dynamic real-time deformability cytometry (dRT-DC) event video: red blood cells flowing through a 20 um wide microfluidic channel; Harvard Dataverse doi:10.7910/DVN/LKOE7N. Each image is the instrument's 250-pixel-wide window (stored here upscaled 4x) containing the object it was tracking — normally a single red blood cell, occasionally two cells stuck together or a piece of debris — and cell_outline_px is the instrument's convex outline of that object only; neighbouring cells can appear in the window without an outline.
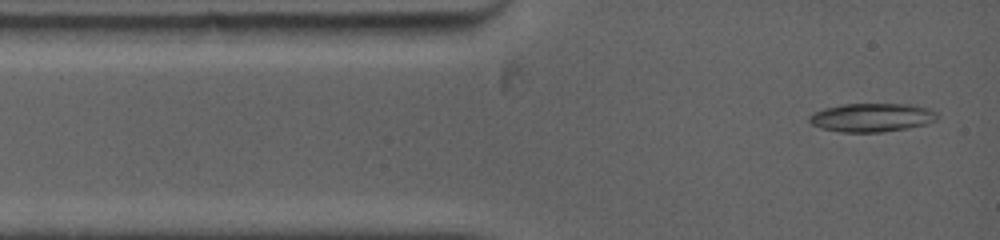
{"species": "common noctule bat (a hibernating species)", "species_latin": "Nyctalus noctula", "temperature_condition": "warm", "stored_images_in_passage": 53, "camera_frame_rate_fps": 5000, "um_per_image_px": 0.085, "animal": {"sex": "female", "body_mass_g": 19.0, "forearm_length_mm": 53.3}, "frame": {"image": 1, "passage_image": 1, "time_ms": 0.0, "image_size_px": [1000, 240], "cell_outline_px": [[940, 116], [936, 120], [928, 124], [908, 128], [880, 132], [840, 132], [820, 128], [812, 124], [808, 120], [808, 116], [824, 108], [840, 104], [912, 104], [928, 108], [936, 112]], "centroid_in_image_um": [74.13, 9.98], "position_along_channel_um": 10.9, "area_um2": 21.5}}
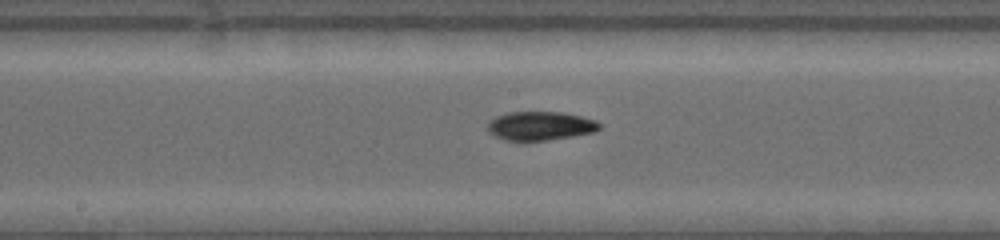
{"frame": {"image": 2, "passage_image": 24, "time_ms": 5.8, "image_size_px": [1000, 240], "cell_outline_px": [[600, 128], [596, 132], [524, 144], [504, 140], [488, 132], [488, 124], [496, 116], [508, 112], [560, 112], [580, 116], [596, 120], [600, 124]], "centroid_in_image_um": [45.9, 10.74], "position_along_channel_um": 202.3, "area_um2": 19.25}}
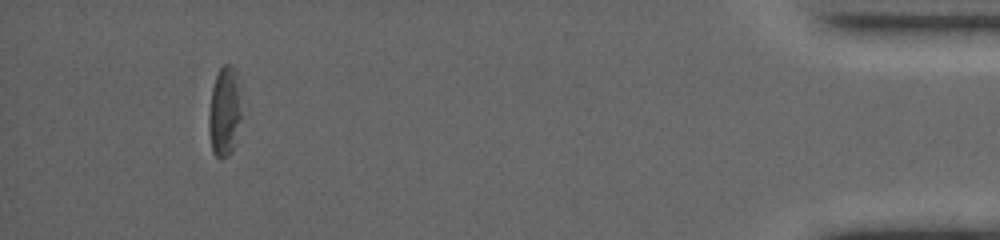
{"frame": {"image": 3, "passage_image": 46, "time_ms": 13.6, "image_size_px": [1000, 240], "cell_outline_px": [[240, 116], [232, 148], [228, 156], [220, 160], [212, 152], [208, 132], [208, 116], [212, 88], [216, 76], [220, 68], [224, 64], [228, 64], [236, 72], [240, 112]], "centroid_in_image_um": [19.02, 9.53], "position_along_channel_um": 416.2, "area_um2": 16.53}, "authors_computed_cell_mechanics": {"area_um2": 18.785, "velocity_mm_per_s": 3.9103, "shape_relaxation_time_tau1_ms": 2.4962, "shape_relaxation_time_tau2_ms": null, "deformation_change_tau1": 0.1271, "deformation_change_tau2": null}}